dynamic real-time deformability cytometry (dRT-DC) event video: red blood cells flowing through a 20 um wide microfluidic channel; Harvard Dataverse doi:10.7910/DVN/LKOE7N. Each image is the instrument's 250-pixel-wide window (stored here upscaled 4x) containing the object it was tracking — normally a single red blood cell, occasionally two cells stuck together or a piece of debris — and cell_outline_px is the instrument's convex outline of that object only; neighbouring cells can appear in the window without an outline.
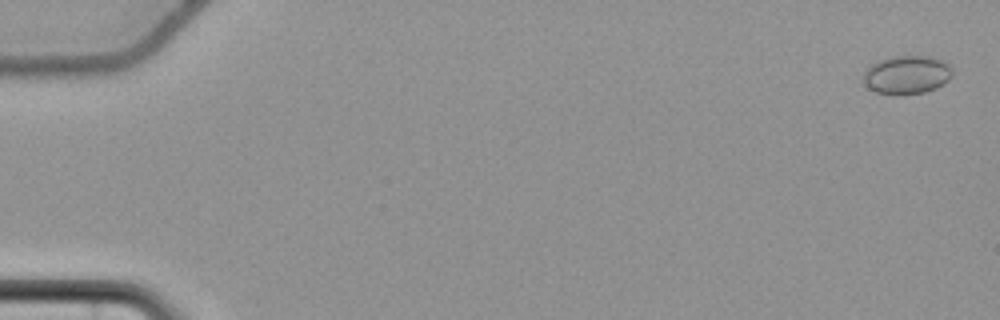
{"species": "common noctule bat (a hibernating species)", "species_latin": "Nyctalus noctula", "temperature_condition": "cold", "stored_images_in_passage": 58, "camera_frame_rate_fps": 3000, "um_per_image_px": 0.085, "animal": {"sex": "female", "body_mass_g": 22.7, "forearm_length_mm": 54.2}, "frame": {"image": 1, "passage_image": 2, "time_ms": 0.333, "image_size_px": [1000, 320], "cell_outline_px": [[952, 76], [944, 84], [936, 88], [924, 92], [876, 92], [868, 88], [864, 84], [864, 72], [872, 64], [880, 60], [892, 56], [928, 56], [944, 60], [952, 68]], "centroid_in_image_um": [77.12, 6.31], "position_along_channel_um": 7.9, "area_um2": 19.48}}
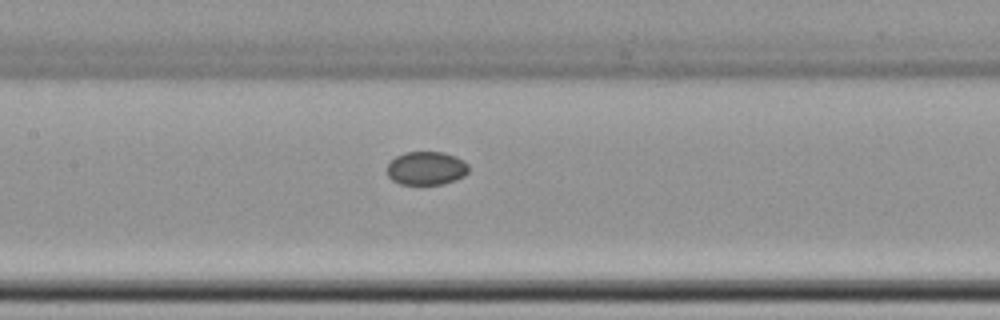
{"frame": {"image": 2, "passage_image": 29, "time_ms": 9.333, "image_size_px": [1000, 320], "cell_outline_px": [[468, 172], [464, 176], [456, 180], [444, 184], [400, 184], [392, 180], [388, 176], [388, 164], [396, 156], [404, 152], [444, 152], [456, 156], [464, 160], [468, 164]], "centroid_in_image_um": [36.26, 14.3], "position_along_channel_um": 171.1, "area_um2": 16.01}}
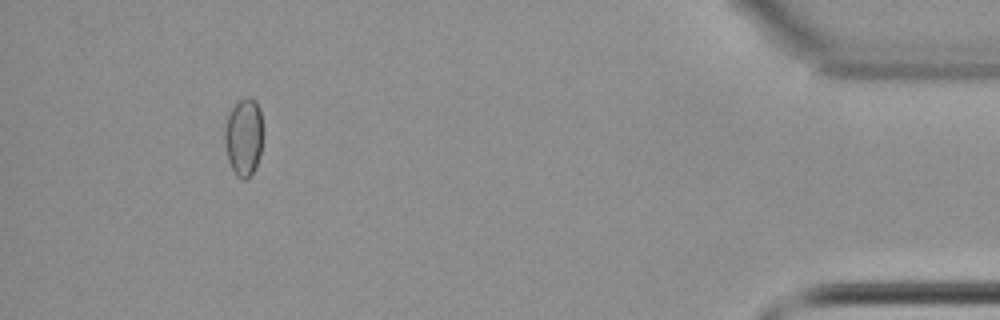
{"frame": {"image": 3, "passage_image": 54, "time_ms": 17.667, "image_size_px": [1000, 320], "cell_outline_px": [[260, 156], [252, 172], [244, 180], [236, 176], [228, 160], [224, 144], [224, 128], [228, 116], [232, 108], [240, 100], [248, 96], [256, 100], [260, 108]], "centroid_in_image_um": [20.68, 11.64], "position_along_channel_um": 414.5, "area_um2": 16.94}}